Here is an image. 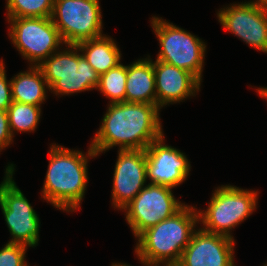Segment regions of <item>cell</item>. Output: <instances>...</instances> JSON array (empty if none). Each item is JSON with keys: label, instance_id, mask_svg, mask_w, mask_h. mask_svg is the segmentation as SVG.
I'll return each instance as SVG.
<instances>
[{"label": "cell", "instance_id": "1", "mask_svg": "<svg viewBox=\"0 0 267 266\" xmlns=\"http://www.w3.org/2000/svg\"><path fill=\"white\" fill-rule=\"evenodd\" d=\"M107 108L90 144L98 156L114 146L145 150L164 135L158 105L124 101L109 103Z\"/></svg>", "mask_w": 267, "mask_h": 266}, {"label": "cell", "instance_id": "2", "mask_svg": "<svg viewBox=\"0 0 267 266\" xmlns=\"http://www.w3.org/2000/svg\"><path fill=\"white\" fill-rule=\"evenodd\" d=\"M83 153L54 143L50 147L41 197L59 210L74 212L80 208L89 181L87 163L98 156L90 145L87 154Z\"/></svg>", "mask_w": 267, "mask_h": 266}, {"label": "cell", "instance_id": "3", "mask_svg": "<svg viewBox=\"0 0 267 266\" xmlns=\"http://www.w3.org/2000/svg\"><path fill=\"white\" fill-rule=\"evenodd\" d=\"M198 223L195 206L185 204L171 217L143 231L136 238L135 254L139 261L151 265L177 264Z\"/></svg>", "mask_w": 267, "mask_h": 266}, {"label": "cell", "instance_id": "4", "mask_svg": "<svg viewBox=\"0 0 267 266\" xmlns=\"http://www.w3.org/2000/svg\"><path fill=\"white\" fill-rule=\"evenodd\" d=\"M258 191L234 185L218 186L212 193L207 209L198 210L202 229L234 239L231 230L249 218L257 208Z\"/></svg>", "mask_w": 267, "mask_h": 266}, {"label": "cell", "instance_id": "5", "mask_svg": "<svg viewBox=\"0 0 267 266\" xmlns=\"http://www.w3.org/2000/svg\"><path fill=\"white\" fill-rule=\"evenodd\" d=\"M65 46V50L59 49L38 65L49 91L63 96L97 89L100 75L79 52L77 45Z\"/></svg>", "mask_w": 267, "mask_h": 266}, {"label": "cell", "instance_id": "6", "mask_svg": "<svg viewBox=\"0 0 267 266\" xmlns=\"http://www.w3.org/2000/svg\"><path fill=\"white\" fill-rule=\"evenodd\" d=\"M150 21L160 45L156 60L189 71L202 82L205 42L162 17L154 16Z\"/></svg>", "mask_w": 267, "mask_h": 266}, {"label": "cell", "instance_id": "7", "mask_svg": "<svg viewBox=\"0 0 267 266\" xmlns=\"http://www.w3.org/2000/svg\"><path fill=\"white\" fill-rule=\"evenodd\" d=\"M14 165H7L0 184V208L12 238L8 243L34 248L39 241L40 219L14 182Z\"/></svg>", "mask_w": 267, "mask_h": 266}, {"label": "cell", "instance_id": "8", "mask_svg": "<svg viewBox=\"0 0 267 266\" xmlns=\"http://www.w3.org/2000/svg\"><path fill=\"white\" fill-rule=\"evenodd\" d=\"M9 38L29 66H38L64 42L51 17L9 18ZM61 46V47H60Z\"/></svg>", "mask_w": 267, "mask_h": 266}, {"label": "cell", "instance_id": "9", "mask_svg": "<svg viewBox=\"0 0 267 266\" xmlns=\"http://www.w3.org/2000/svg\"><path fill=\"white\" fill-rule=\"evenodd\" d=\"M51 19L64 45L104 35L99 0H54Z\"/></svg>", "mask_w": 267, "mask_h": 266}, {"label": "cell", "instance_id": "10", "mask_svg": "<svg viewBox=\"0 0 267 266\" xmlns=\"http://www.w3.org/2000/svg\"><path fill=\"white\" fill-rule=\"evenodd\" d=\"M185 203L177 200L172 188L148 183L122 210L135 238L178 212Z\"/></svg>", "mask_w": 267, "mask_h": 266}, {"label": "cell", "instance_id": "11", "mask_svg": "<svg viewBox=\"0 0 267 266\" xmlns=\"http://www.w3.org/2000/svg\"><path fill=\"white\" fill-rule=\"evenodd\" d=\"M217 17L225 30L255 50L267 53V11L250 0L221 8Z\"/></svg>", "mask_w": 267, "mask_h": 266}, {"label": "cell", "instance_id": "12", "mask_svg": "<svg viewBox=\"0 0 267 266\" xmlns=\"http://www.w3.org/2000/svg\"><path fill=\"white\" fill-rule=\"evenodd\" d=\"M164 138L163 135L145 149L146 174L151 184L173 189L185 182L191 165L183 152L164 144Z\"/></svg>", "mask_w": 267, "mask_h": 266}, {"label": "cell", "instance_id": "13", "mask_svg": "<svg viewBox=\"0 0 267 266\" xmlns=\"http://www.w3.org/2000/svg\"><path fill=\"white\" fill-rule=\"evenodd\" d=\"M113 174L112 206L122 210L145 187L146 155L145 150H119Z\"/></svg>", "mask_w": 267, "mask_h": 266}, {"label": "cell", "instance_id": "14", "mask_svg": "<svg viewBox=\"0 0 267 266\" xmlns=\"http://www.w3.org/2000/svg\"><path fill=\"white\" fill-rule=\"evenodd\" d=\"M235 239L210 233L202 228L195 230L190 243L182 252L179 266H236Z\"/></svg>", "mask_w": 267, "mask_h": 266}, {"label": "cell", "instance_id": "15", "mask_svg": "<svg viewBox=\"0 0 267 266\" xmlns=\"http://www.w3.org/2000/svg\"><path fill=\"white\" fill-rule=\"evenodd\" d=\"M157 105L160 109L167 104L180 103L194 97L200 91L201 82L189 71L176 66L154 61Z\"/></svg>", "mask_w": 267, "mask_h": 266}, {"label": "cell", "instance_id": "16", "mask_svg": "<svg viewBox=\"0 0 267 266\" xmlns=\"http://www.w3.org/2000/svg\"><path fill=\"white\" fill-rule=\"evenodd\" d=\"M125 102L157 105L154 61L149 55L127 65Z\"/></svg>", "mask_w": 267, "mask_h": 266}, {"label": "cell", "instance_id": "17", "mask_svg": "<svg viewBox=\"0 0 267 266\" xmlns=\"http://www.w3.org/2000/svg\"><path fill=\"white\" fill-rule=\"evenodd\" d=\"M10 81L12 101L19 103L41 106L50 89L38 66H30L29 70L19 72Z\"/></svg>", "mask_w": 267, "mask_h": 266}, {"label": "cell", "instance_id": "18", "mask_svg": "<svg viewBox=\"0 0 267 266\" xmlns=\"http://www.w3.org/2000/svg\"><path fill=\"white\" fill-rule=\"evenodd\" d=\"M79 51L99 74L106 73L121 63V51L113 38L103 35L77 44Z\"/></svg>", "mask_w": 267, "mask_h": 266}, {"label": "cell", "instance_id": "19", "mask_svg": "<svg viewBox=\"0 0 267 266\" xmlns=\"http://www.w3.org/2000/svg\"><path fill=\"white\" fill-rule=\"evenodd\" d=\"M41 106H34L13 101L7 109L11 134L17 132H34L41 117Z\"/></svg>", "mask_w": 267, "mask_h": 266}, {"label": "cell", "instance_id": "20", "mask_svg": "<svg viewBox=\"0 0 267 266\" xmlns=\"http://www.w3.org/2000/svg\"><path fill=\"white\" fill-rule=\"evenodd\" d=\"M126 80L127 66L120 63L100 75L97 89L110 99L109 103L124 102Z\"/></svg>", "mask_w": 267, "mask_h": 266}, {"label": "cell", "instance_id": "21", "mask_svg": "<svg viewBox=\"0 0 267 266\" xmlns=\"http://www.w3.org/2000/svg\"><path fill=\"white\" fill-rule=\"evenodd\" d=\"M54 0H6L9 18L51 17Z\"/></svg>", "mask_w": 267, "mask_h": 266}, {"label": "cell", "instance_id": "22", "mask_svg": "<svg viewBox=\"0 0 267 266\" xmlns=\"http://www.w3.org/2000/svg\"><path fill=\"white\" fill-rule=\"evenodd\" d=\"M28 246L7 243L0 250V266H29L25 261Z\"/></svg>", "mask_w": 267, "mask_h": 266}, {"label": "cell", "instance_id": "23", "mask_svg": "<svg viewBox=\"0 0 267 266\" xmlns=\"http://www.w3.org/2000/svg\"><path fill=\"white\" fill-rule=\"evenodd\" d=\"M4 61L0 60V110H7L11 105V81L7 80Z\"/></svg>", "mask_w": 267, "mask_h": 266}, {"label": "cell", "instance_id": "24", "mask_svg": "<svg viewBox=\"0 0 267 266\" xmlns=\"http://www.w3.org/2000/svg\"><path fill=\"white\" fill-rule=\"evenodd\" d=\"M13 142L7 110H0V152Z\"/></svg>", "mask_w": 267, "mask_h": 266}, {"label": "cell", "instance_id": "25", "mask_svg": "<svg viewBox=\"0 0 267 266\" xmlns=\"http://www.w3.org/2000/svg\"><path fill=\"white\" fill-rule=\"evenodd\" d=\"M251 2L267 11V0H252Z\"/></svg>", "mask_w": 267, "mask_h": 266}, {"label": "cell", "instance_id": "26", "mask_svg": "<svg viewBox=\"0 0 267 266\" xmlns=\"http://www.w3.org/2000/svg\"><path fill=\"white\" fill-rule=\"evenodd\" d=\"M261 98L267 100V87H260L256 89Z\"/></svg>", "mask_w": 267, "mask_h": 266}, {"label": "cell", "instance_id": "27", "mask_svg": "<svg viewBox=\"0 0 267 266\" xmlns=\"http://www.w3.org/2000/svg\"><path fill=\"white\" fill-rule=\"evenodd\" d=\"M141 262V264L142 265H144V266H155V265H151V264H149V263H146V262H144V261H140ZM111 266H131L130 264H127V263H112V265Z\"/></svg>", "mask_w": 267, "mask_h": 266}, {"label": "cell", "instance_id": "28", "mask_svg": "<svg viewBox=\"0 0 267 266\" xmlns=\"http://www.w3.org/2000/svg\"><path fill=\"white\" fill-rule=\"evenodd\" d=\"M155 266H179L178 264H160Z\"/></svg>", "mask_w": 267, "mask_h": 266}]
</instances>
